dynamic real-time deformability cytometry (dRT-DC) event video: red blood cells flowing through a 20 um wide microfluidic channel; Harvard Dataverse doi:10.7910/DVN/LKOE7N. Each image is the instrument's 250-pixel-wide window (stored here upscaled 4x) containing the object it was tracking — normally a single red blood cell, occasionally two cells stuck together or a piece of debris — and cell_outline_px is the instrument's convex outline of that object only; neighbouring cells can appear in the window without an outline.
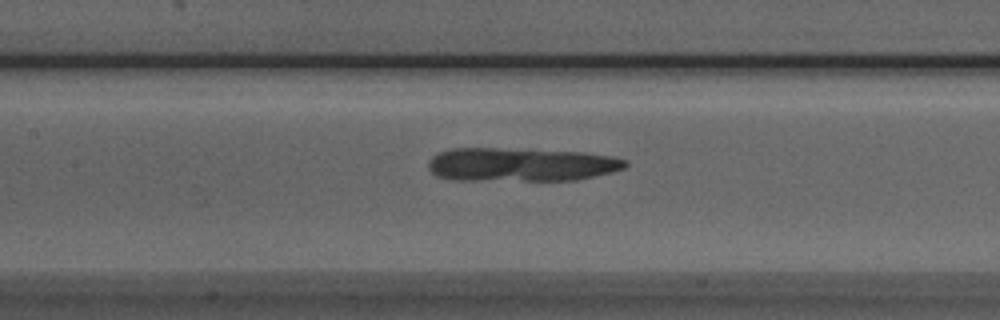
{"species": "Egyptian fruit bat (a non-hibernating species)", "species_latin": "Rousettus aegyptiacus", "temperature_condition": "room temperature", "stored_images_in_passage": 35, "segment_of_instrument_passage": [1, 4], "camera_frame_rate_fps": 3000, "um_per_image_px": 0.085, "animal": {"sex": "male"}, "frame": {"image": 1, "passage_image": 11, "time_ms": 3.333, "image_size_px": [1000, 320], "cell_outline_px": [[624, 164], [616, 168], [580, 176], [532, 176], [544, 156], [588, 156], [620, 160]], "centroid_in_image_um": [48.82, 14.09], "position_along_channel_um": 158.6, "area_um2": 10.17}}